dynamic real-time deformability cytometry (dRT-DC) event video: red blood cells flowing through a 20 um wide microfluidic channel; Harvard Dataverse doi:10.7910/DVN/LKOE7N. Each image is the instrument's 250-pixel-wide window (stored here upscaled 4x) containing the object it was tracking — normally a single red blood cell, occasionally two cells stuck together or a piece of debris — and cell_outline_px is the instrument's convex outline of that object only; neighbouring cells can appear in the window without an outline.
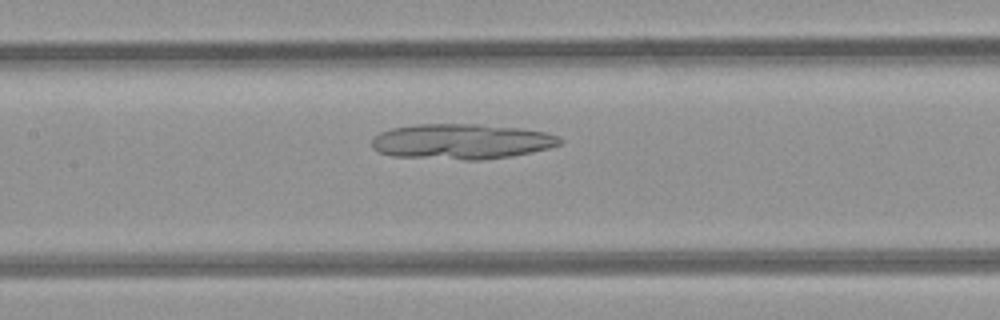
{"species": "common noctule bat (a hibernating species)", "species_latin": "Nyctalus noctula", "temperature_condition": "room temperature", "stored_images_in_passage": 47, "camera_frame_rate_fps": 3000, "um_per_image_px": 0.085, "animal": {"sex": "female", "body_mass_g": 21.9}, "frame": {"image": 1, "passage_image": 21, "time_ms": 6.667, "image_size_px": [1000, 320], "cell_outline_px": [[564, 140], [560, 144], [548, 148], [532, 152], [512, 156], [480, 160], [464, 160], [392, 156], [380, 152], [372, 148], [372, 136], [380, 132], [392, 128], [416, 124], [480, 124], [520, 128], [544, 132], [560, 136]], "centroid_in_image_um": [39.22, 12.03], "position_along_channel_um": 168.2, "area_um2": 38.96}}
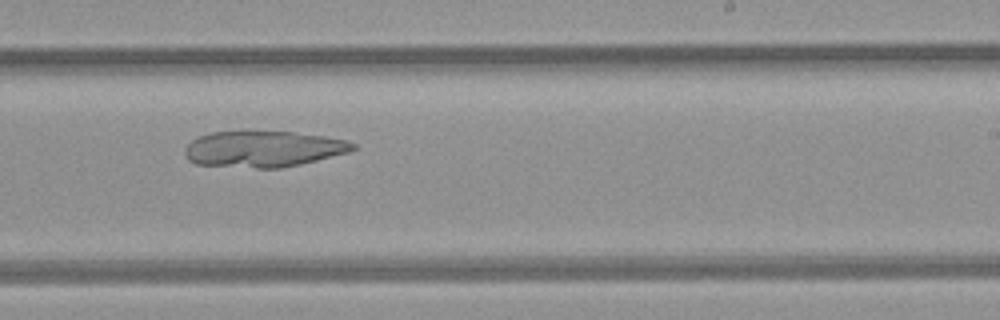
{"frame": {"image": 2, "passage_image": 28, "time_ms": 9.0, "image_size_px": [1000, 320], "cell_outline_px": [[356, 148], [348, 152], [300, 164], [280, 168], [256, 168], [196, 164], [188, 160], [184, 156], [184, 148], [192, 140], [200, 136], [212, 132], [292, 132], [324, 136], [348, 140], [356, 144]], "centroid_in_image_um": [22.37, 12.67], "position_along_channel_um": 266.6, "area_um2": 35.14}}
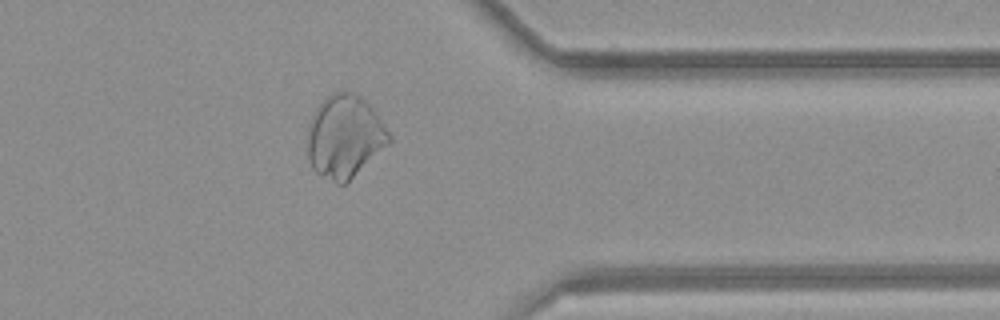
{"frame": {"image": 3, "passage_image": 37, "time_ms": 12.0, "image_size_px": [1000, 320], "cell_outline_px": [[392, 140], [388, 144], [344, 184], [336, 184], [316, 172], [312, 168], [308, 160], [308, 124], [316, 108], [328, 96], [344, 88], [360, 96], [372, 108], [392, 136]], "centroid_in_image_um": [29.28, 11.59], "position_along_channel_um": 382.1, "area_um2": 38.96}}